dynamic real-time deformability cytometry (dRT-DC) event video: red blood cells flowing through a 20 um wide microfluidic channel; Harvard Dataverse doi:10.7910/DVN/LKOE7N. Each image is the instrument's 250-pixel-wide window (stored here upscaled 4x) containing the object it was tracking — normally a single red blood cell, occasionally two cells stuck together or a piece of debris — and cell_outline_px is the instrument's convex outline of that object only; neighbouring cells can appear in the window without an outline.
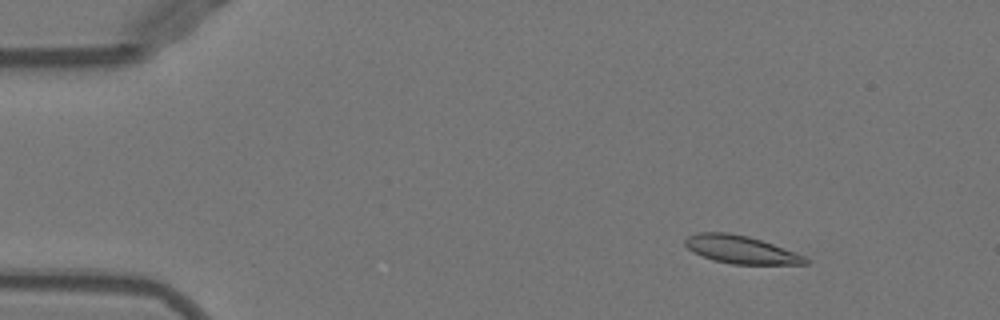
{"species": "Egyptian fruit bat (a non-hibernating species)", "species_latin": "Rousettus aegyptiacus", "temperature_condition": "warm", "stored_images_in_passage": 52, "camera_frame_rate_fps": 3000, "um_per_image_px": 0.085, "animal": {"sex": "female"}, "frame": {"image": 1, "passage_image": 7, "time_ms": 2.0, "image_size_px": [1000, 320], "cell_outline_px": [[808, 264], [732, 264], [712, 260], [692, 252], [684, 244], [684, 240], [688, 236], [696, 232], [728, 232], [748, 236], [772, 244], [804, 256], [808, 260]], "centroid_in_image_um": [62.9, 21.21], "position_along_channel_um": 22.1, "area_um2": 19.42}}
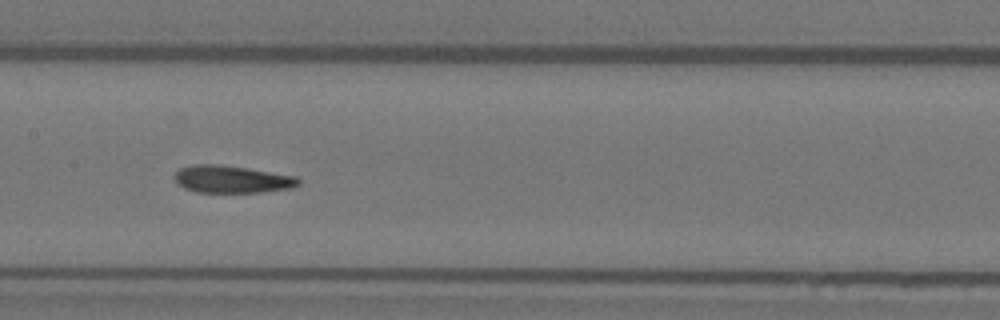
{"frame": {"image": 2, "passage_image": 26, "time_ms": 8.333, "image_size_px": [1000, 320], "cell_outline_px": [[300, 184], [292, 188], [260, 192], [196, 192], [184, 188], [176, 184], [176, 172], [180, 168], [192, 164], [220, 164], [248, 168], [296, 176], [300, 180]], "centroid_in_image_um": [19.71, 15.23], "position_along_channel_um": 187.7, "area_um2": 19.83}}
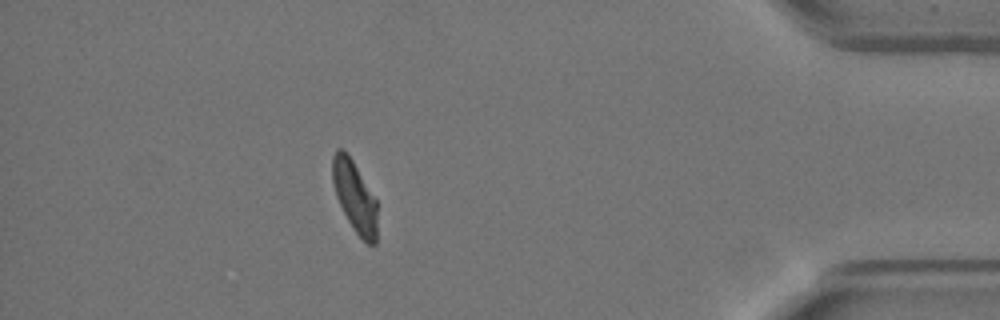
{"frame": {"image": 3, "passage_image": 46, "time_ms": 15.0, "image_size_px": [1000, 320], "cell_outline_px": [[376, 244], [368, 244], [356, 232], [348, 220], [336, 196], [332, 180], [332, 156], [336, 148], [344, 148], [348, 152], [376, 200]], "centroid_in_image_um": [30.12, 16.63], "position_along_channel_um": 405.1, "area_um2": 18.38}, "authors_computed_cell_mechanics": {"area_um2": 19.941, "velocity_mm_per_s": 3.9588, "shape_relaxation_time_tau1_ms": null, "shape_relaxation_time_tau2_ms": 2.4585, "deformation_change_tau1": null, "deformation_change_tau2": 0.0909}}